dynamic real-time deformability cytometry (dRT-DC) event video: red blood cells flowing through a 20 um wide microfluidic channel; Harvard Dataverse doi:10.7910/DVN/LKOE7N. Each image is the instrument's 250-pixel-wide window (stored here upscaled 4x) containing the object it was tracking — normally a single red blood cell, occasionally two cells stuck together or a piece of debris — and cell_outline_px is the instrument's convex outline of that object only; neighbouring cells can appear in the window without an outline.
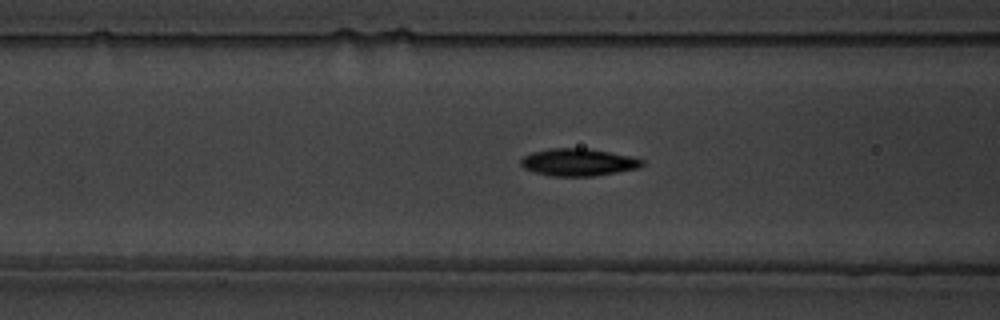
{"species": "common noctule bat (a hibernating species)", "species_latin": "Nyctalus noctula", "temperature_condition": "warm", "stored_images_in_passage": 43, "camera_frame_rate_fps": 3000, "um_per_image_px": 0.085, "animal": {"sex": "male", "body_mass_g": 19.5, "forearm_length_mm": 54.6}, "frame": {"image": 1, "passage_image": 16, "time_ms": 5.0, "image_size_px": [1000, 320], "cell_outline_px": [[644, 164], [636, 168], [616, 172], [592, 176], [552, 176], [536, 172], [524, 168], [520, 164], [520, 160], [524, 156], [532, 152], [548, 148], [584, 148], [608, 152], [628, 156], [644, 160]], "centroid_in_image_um": [49.1, 13.78], "position_along_channel_um": 117.5, "area_um2": 19.02}}
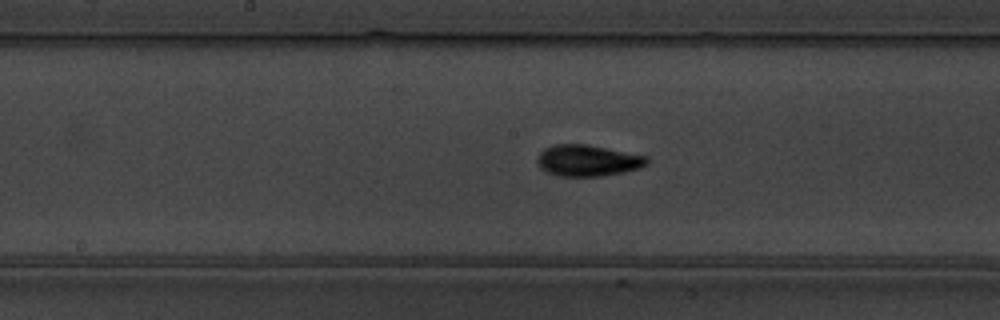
{"frame": {"image": 2, "passage_image": 23, "time_ms": 7.333, "image_size_px": [1000, 320], "cell_outline_px": [[648, 164], [640, 168], [624, 172], [600, 176], [556, 176], [540, 168], [536, 164], [536, 160], [540, 152], [544, 148], [556, 144], [588, 144], [648, 156]], "centroid_in_image_um": [49.95, 13.64], "position_along_channel_um": 198.3, "area_um2": 20.23}}
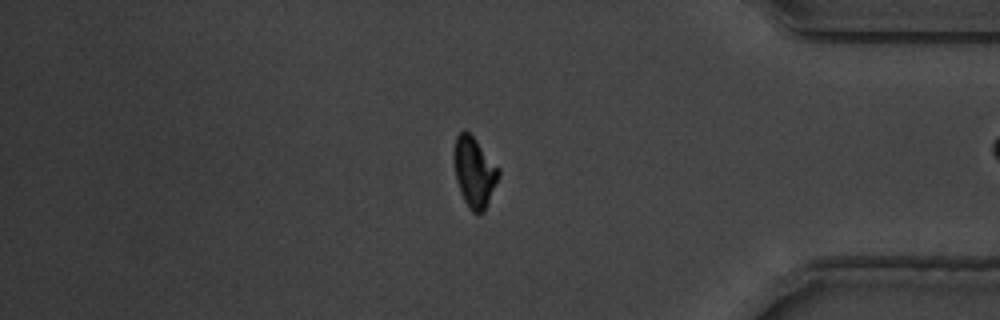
{"frame": {"image": 3, "passage_image": 42, "time_ms": 13.667, "image_size_px": [1000, 320], "cell_outline_px": [[500, 176], [484, 212], [472, 212], [468, 208], [460, 192], [456, 180], [456, 136], [460, 132], [468, 132], [476, 140], [500, 168]], "centroid_in_image_um": [40.37, 14.68], "position_along_channel_um": 394.8, "area_um2": 17.74}}